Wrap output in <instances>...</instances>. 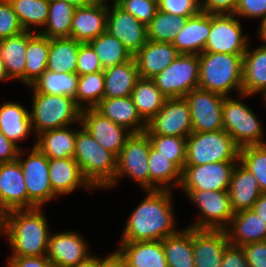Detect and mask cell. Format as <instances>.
<instances>
[{"mask_svg": "<svg viewBox=\"0 0 266 267\" xmlns=\"http://www.w3.org/2000/svg\"><path fill=\"white\" fill-rule=\"evenodd\" d=\"M158 9L179 16H194L201 11V0H161Z\"/></svg>", "mask_w": 266, "mask_h": 267, "instance_id": "obj_50", "label": "cell"}, {"mask_svg": "<svg viewBox=\"0 0 266 267\" xmlns=\"http://www.w3.org/2000/svg\"><path fill=\"white\" fill-rule=\"evenodd\" d=\"M239 161L185 165L179 187L183 190H228L232 170Z\"/></svg>", "mask_w": 266, "mask_h": 267, "instance_id": "obj_15", "label": "cell"}, {"mask_svg": "<svg viewBox=\"0 0 266 267\" xmlns=\"http://www.w3.org/2000/svg\"><path fill=\"white\" fill-rule=\"evenodd\" d=\"M239 162L258 180L262 193H266V144L240 148Z\"/></svg>", "mask_w": 266, "mask_h": 267, "instance_id": "obj_45", "label": "cell"}, {"mask_svg": "<svg viewBox=\"0 0 266 267\" xmlns=\"http://www.w3.org/2000/svg\"><path fill=\"white\" fill-rule=\"evenodd\" d=\"M108 5L91 4L76 8L73 14L70 38L89 43L107 31Z\"/></svg>", "mask_w": 266, "mask_h": 267, "instance_id": "obj_21", "label": "cell"}, {"mask_svg": "<svg viewBox=\"0 0 266 267\" xmlns=\"http://www.w3.org/2000/svg\"><path fill=\"white\" fill-rule=\"evenodd\" d=\"M100 264V257L90 256L88 259L80 262L79 264L73 267H99Z\"/></svg>", "mask_w": 266, "mask_h": 267, "instance_id": "obj_59", "label": "cell"}, {"mask_svg": "<svg viewBox=\"0 0 266 267\" xmlns=\"http://www.w3.org/2000/svg\"><path fill=\"white\" fill-rule=\"evenodd\" d=\"M0 208L4 213L28 209V192L17 159L0 163Z\"/></svg>", "mask_w": 266, "mask_h": 267, "instance_id": "obj_18", "label": "cell"}, {"mask_svg": "<svg viewBox=\"0 0 266 267\" xmlns=\"http://www.w3.org/2000/svg\"><path fill=\"white\" fill-rule=\"evenodd\" d=\"M76 74L78 76L104 71L98 56L89 43H80Z\"/></svg>", "mask_w": 266, "mask_h": 267, "instance_id": "obj_49", "label": "cell"}, {"mask_svg": "<svg viewBox=\"0 0 266 267\" xmlns=\"http://www.w3.org/2000/svg\"><path fill=\"white\" fill-rule=\"evenodd\" d=\"M19 151L18 145L7 139L0 131V163L16 160Z\"/></svg>", "mask_w": 266, "mask_h": 267, "instance_id": "obj_56", "label": "cell"}, {"mask_svg": "<svg viewBox=\"0 0 266 267\" xmlns=\"http://www.w3.org/2000/svg\"><path fill=\"white\" fill-rule=\"evenodd\" d=\"M228 192L234 213L252 209L262 194L258 180L240 162H237L232 170Z\"/></svg>", "mask_w": 266, "mask_h": 267, "instance_id": "obj_25", "label": "cell"}, {"mask_svg": "<svg viewBox=\"0 0 266 267\" xmlns=\"http://www.w3.org/2000/svg\"><path fill=\"white\" fill-rule=\"evenodd\" d=\"M192 132L190 109L182 97L167 98L162 109L147 123L144 133L187 138Z\"/></svg>", "mask_w": 266, "mask_h": 267, "instance_id": "obj_13", "label": "cell"}, {"mask_svg": "<svg viewBox=\"0 0 266 267\" xmlns=\"http://www.w3.org/2000/svg\"><path fill=\"white\" fill-rule=\"evenodd\" d=\"M104 98H121L131 96L140 79L135 59L104 69Z\"/></svg>", "mask_w": 266, "mask_h": 267, "instance_id": "obj_30", "label": "cell"}, {"mask_svg": "<svg viewBox=\"0 0 266 267\" xmlns=\"http://www.w3.org/2000/svg\"><path fill=\"white\" fill-rule=\"evenodd\" d=\"M31 116L21 104L6 102L0 107V131L16 145L31 132Z\"/></svg>", "mask_w": 266, "mask_h": 267, "instance_id": "obj_33", "label": "cell"}, {"mask_svg": "<svg viewBox=\"0 0 266 267\" xmlns=\"http://www.w3.org/2000/svg\"><path fill=\"white\" fill-rule=\"evenodd\" d=\"M104 91V71L79 76L76 104L82 110L86 108H95V106L104 98ZM84 102L87 103V105L84 104Z\"/></svg>", "mask_w": 266, "mask_h": 267, "instance_id": "obj_44", "label": "cell"}, {"mask_svg": "<svg viewBox=\"0 0 266 267\" xmlns=\"http://www.w3.org/2000/svg\"><path fill=\"white\" fill-rule=\"evenodd\" d=\"M221 267H248L242 247L230 244L224 251Z\"/></svg>", "mask_w": 266, "mask_h": 267, "instance_id": "obj_54", "label": "cell"}, {"mask_svg": "<svg viewBox=\"0 0 266 267\" xmlns=\"http://www.w3.org/2000/svg\"><path fill=\"white\" fill-rule=\"evenodd\" d=\"M106 0H92V4H100V5H107L105 3ZM119 3V0H113V5H117Z\"/></svg>", "mask_w": 266, "mask_h": 267, "instance_id": "obj_64", "label": "cell"}, {"mask_svg": "<svg viewBox=\"0 0 266 267\" xmlns=\"http://www.w3.org/2000/svg\"><path fill=\"white\" fill-rule=\"evenodd\" d=\"M89 44L94 49L104 69L133 59L129 50L108 31L90 41Z\"/></svg>", "mask_w": 266, "mask_h": 267, "instance_id": "obj_41", "label": "cell"}, {"mask_svg": "<svg viewBox=\"0 0 266 267\" xmlns=\"http://www.w3.org/2000/svg\"><path fill=\"white\" fill-rule=\"evenodd\" d=\"M229 224L225 231L233 246L266 240V222L251 209L234 213Z\"/></svg>", "mask_w": 266, "mask_h": 267, "instance_id": "obj_27", "label": "cell"}, {"mask_svg": "<svg viewBox=\"0 0 266 267\" xmlns=\"http://www.w3.org/2000/svg\"><path fill=\"white\" fill-rule=\"evenodd\" d=\"M49 237L47 257L53 267H73L88 259V244L75 232L52 233Z\"/></svg>", "mask_w": 266, "mask_h": 267, "instance_id": "obj_19", "label": "cell"}, {"mask_svg": "<svg viewBox=\"0 0 266 267\" xmlns=\"http://www.w3.org/2000/svg\"><path fill=\"white\" fill-rule=\"evenodd\" d=\"M27 48L28 31L0 40V58L9 78H17L24 84Z\"/></svg>", "mask_w": 266, "mask_h": 267, "instance_id": "obj_31", "label": "cell"}, {"mask_svg": "<svg viewBox=\"0 0 266 267\" xmlns=\"http://www.w3.org/2000/svg\"><path fill=\"white\" fill-rule=\"evenodd\" d=\"M151 146L166 158H170L181 171L186 162L187 138L167 135H147Z\"/></svg>", "mask_w": 266, "mask_h": 267, "instance_id": "obj_46", "label": "cell"}, {"mask_svg": "<svg viewBox=\"0 0 266 267\" xmlns=\"http://www.w3.org/2000/svg\"><path fill=\"white\" fill-rule=\"evenodd\" d=\"M210 30L211 14L200 11L188 17L172 44L180 54L199 55L204 52Z\"/></svg>", "mask_w": 266, "mask_h": 267, "instance_id": "obj_24", "label": "cell"}, {"mask_svg": "<svg viewBox=\"0 0 266 267\" xmlns=\"http://www.w3.org/2000/svg\"><path fill=\"white\" fill-rule=\"evenodd\" d=\"M94 109L133 134L144 133L146 130L147 123L139 115L131 96L103 98Z\"/></svg>", "mask_w": 266, "mask_h": 267, "instance_id": "obj_23", "label": "cell"}, {"mask_svg": "<svg viewBox=\"0 0 266 267\" xmlns=\"http://www.w3.org/2000/svg\"><path fill=\"white\" fill-rule=\"evenodd\" d=\"M188 17L164 13L159 9L147 25L148 40L173 43L179 31L185 25Z\"/></svg>", "mask_w": 266, "mask_h": 267, "instance_id": "obj_43", "label": "cell"}, {"mask_svg": "<svg viewBox=\"0 0 266 267\" xmlns=\"http://www.w3.org/2000/svg\"><path fill=\"white\" fill-rule=\"evenodd\" d=\"M150 146L149 137L145 133L132 134L116 158L115 178L107 187H113L120 177L127 175L139 182L142 188L150 190Z\"/></svg>", "mask_w": 266, "mask_h": 267, "instance_id": "obj_9", "label": "cell"}, {"mask_svg": "<svg viewBox=\"0 0 266 267\" xmlns=\"http://www.w3.org/2000/svg\"><path fill=\"white\" fill-rule=\"evenodd\" d=\"M21 153L20 149L17 160L28 192V209L41 208L43 203L56 197L49 179L48 157L35 146L27 159H21Z\"/></svg>", "mask_w": 266, "mask_h": 267, "instance_id": "obj_11", "label": "cell"}, {"mask_svg": "<svg viewBox=\"0 0 266 267\" xmlns=\"http://www.w3.org/2000/svg\"><path fill=\"white\" fill-rule=\"evenodd\" d=\"M6 79H10V78H9L7 72H6L3 60L0 58V80L3 81V80H6Z\"/></svg>", "mask_w": 266, "mask_h": 267, "instance_id": "obj_61", "label": "cell"}, {"mask_svg": "<svg viewBox=\"0 0 266 267\" xmlns=\"http://www.w3.org/2000/svg\"><path fill=\"white\" fill-rule=\"evenodd\" d=\"M225 97L222 107L223 130L241 148L248 145H264L263 128L251 108L240 100Z\"/></svg>", "mask_w": 266, "mask_h": 267, "instance_id": "obj_8", "label": "cell"}, {"mask_svg": "<svg viewBox=\"0 0 266 267\" xmlns=\"http://www.w3.org/2000/svg\"><path fill=\"white\" fill-rule=\"evenodd\" d=\"M171 190H148L128 218L120 242L156 240L176 234Z\"/></svg>", "mask_w": 266, "mask_h": 267, "instance_id": "obj_1", "label": "cell"}, {"mask_svg": "<svg viewBox=\"0 0 266 267\" xmlns=\"http://www.w3.org/2000/svg\"><path fill=\"white\" fill-rule=\"evenodd\" d=\"M75 7L65 1L49 0V14L45 30L38 31L48 38H70Z\"/></svg>", "mask_w": 266, "mask_h": 267, "instance_id": "obj_40", "label": "cell"}, {"mask_svg": "<svg viewBox=\"0 0 266 267\" xmlns=\"http://www.w3.org/2000/svg\"><path fill=\"white\" fill-rule=\"evenodd\" d=\"M161 241L168 267H195L193 228L187 227Z\"/></svg>", "mask_w": 266, "mask_h": 267, "instance_id": "obj_34", "label": "cell"}, {"mask_svg": "<svg viewBox=\"0 0 266 267\" xmlns=\"http://www.w3.org/2000/svg\"><path fill=\"white\" fill-rule=\"evenodd\" d=\"M266 43V42H265ZM266 94V44L243 54L242 95Z\"/></svg>", "mask_w": 266, "mask_h": 267, "instance_id": "obj_29", "label": "cell"}, {"mask_svg": "<svg viewBox=\"0 0 266 267\" xmlns=\"http://www.w3.org/2000/svg\"><path fill=\"white\" fill-rule=\"evenodd\" d=\"M229 245L225 230L193 229L195 267H221L224 251Z\"/></svg>", "mask_w": 266, "mask_h": 267, "instance_id": "obj_20", "label": "cell"}, {"mask_svg": "<svg viewBox=\"0 0 266 267\" xmlns=\"http://www.w3.org/2000/svg\"><path fill=\"white\" fill-rule=\"evenodd\" d=\"M234 14H211V30L204 52L244 54L249 46Z\"/></svg>", "mask_w": 266, "mask_h": 267, "instance_id": "obj_14", "label": "cell"}, {"mask_svg": "<svg viewBox=\"0 0 266 267\" xmlns=\"http://www.w3.org/2000/svg\"><path fill=\"white\" fill-rule=\"evenodd\" d=\"M172 43L155 42L148 40L145 45L133 56L139 76L143 79H152L162 72L179 56Z\"/></svg>", "mask_w": 266, "mask_h": 267, "instance_id": "obj_22", "label": "cell"}, {"mask_svg": "<svg viewBox=\"0 0 266 267\" xmlns=\"http://www.w3.org/2000/svg\"><path fill=\"white\" fill-rule=\"evenodd\" d=\"M225 97L201 88L193 89L184 97L190 109L193 132L223 130L222 107Z\"/></svg>", "mask_w": 266, "mask_h": 267, "instance_id": "obj_12", "label": "cell"}, {"mask_svg": "<svg viewBox=\"0 0 266 267\" xmlns=\"http://www.w3.org/2000/svg\"><path fill=\"white\" fill-rule=\"evenodd\" d=\"M251 210H253L264 222H266V193H262L259 196Z\"/></svg>", "mask_w": 266, "mask_h": 267, "instance_id": "obj_58", "label": "cell"}, {"mask_svg": "<svg viewBox=\"0 0 266 267\" xmlns=\"http://www.w3.org/2000/svg\"><path fill=\"white\" fill-rule=\"evenodd\" d=\"M81 127L77 130L73 158L83 177L93 188H107L115 178L116 157L99 145L82 125Z\"/></svg>", "mask_w": 266, "mask_h": 267, "instance_id": "obj_4", "label": "cell"}, {"mask_svg": "<svg viewBox=\"0 0 266 267\" xmlns=\"http://www.w3.org/2000/svg\"><path fill=\"white\" fill-rule=\"evenodd\" d=\"M248 267H266V240L242 246Z\"/></svg>", "mask_w": 266, "mask_h": 267, "instance_id": "obj_52", "label": "cell"}, {"mask_svg": "<svg viewBox=\"0 0 266 267\" xmlns=\"http://www.w3.org/2000/svg\"><path fill=\"white\" fill-rule=\"evenodd\" d=\"M239 0H201V11L209 14H234Z\"/></svg>", "mask_w": 266, "mask_h": 267, "instance_id": "obj_53", "label": "cell"}, {"mask_svg": "<svg viewBox=\"0 0 266 267\" xmlns=\"http://www.w3.org/2000/svg\"><path fill=\"white\" fill-rule=\"evenodd\" d=\"M240 147L225 131L192 132L187 137L185 165L239 161Z\"/></svg>", "mask_w": 266, "mask_h": 267, "instance_id": "obj_6", "label": "cell"}, {"mask_svg": "<svg viewBox=\"0 0 266 267\" xmlns=\"http://www.w3.org/2000/svg\"><path fill=\"white\" fill-rule=\"evenodd\" d=\"M148 167L150 173V190H170L174 186H179L182 181V171L170 161L161 155L160 152L150 146L148 156ZM174 181L171 184L169 183Z\"/></svg>", "mask_w": 266, "mask_h": 267, "instance_id": "obj_36", "label": "cell"}, {"mask_svg": "<svg viewBox=\"0 0 266 267\" xmlns=\"http://www.w3.org/2000/svg\"><path fill=\"white\" fill-rule=\"evenodd\" d=\"M69 3L70 5L74 6L75 8L85 7L92 4V0H60Z\"/></svg>", "mask_w": 266, "mask_h": 267, "instance_id": "obj_60", "label": "cell"}, {"mask_svg": "<svg viewBox=\"0 0 266 267\" xmlns=\"http://www.w3.org/2000/svg\"><path fill=\"white\" fill-rule=\"evenodd\" d=\"M80 42L72 38H51L47 70L76 73Z\"/></svg>", "mask_w": 266, "mask_h": 267, "instance_id": "obj_38", "label": "cell"}, {"mask_svg": "<svg viewBox=\"0 0 266 267\" xmlns=\"http://www.w3.org/2000/svg\"><path fill=\"white\" fill-rule=\"evenodd\" d=\"M80 125L93 136L99 145L107 149L116 158L126 141L133 134L132 132H127L129 130L125 127L103 117L94 108H86L81 111Z\"/></svg>", "mask_w": 266, "mask_h": 267, "instance_id": "obj_16", "label": "cell"}, {"mask_svg": "<svg viewBox=\"0 0 266 267\" xmlns=\"http://www.w3.org/2000/svg\"><path fill=\"white\" fill-rule=\"evenodd\" d=\"M50 38L40 33L28 31V48L26 51L25 84L34 83L46 70L48 64Z\"/></svg>", "mask_w": 266, "mask_h": 267, "instance_id": "obj_35", "label": "cell"}, {"mask_svg": "<svg viewBox=\"0 0 266 267\" xmlns=\"http://www.w3.org/2000/svg\"><path fill=\"white\" fill-rule=\"evenodd\" d=\"M17 14L8 0L0 1V40L15 36L23 32Z\"/></svg>", "mask_w": 266, "mask_h": 267, "instance_id": "obj_48", "label": "cell"}, {"mask_svg": "<svg viewBox=\"0 0 266 267\" xmlns=\"http://www.w3.org/2000/svg\"><path fill=\"white\" fill-rule=\"evenodd\" d=\"M31 127L36 136L42 132L71 125L81 120L82 109L68 96L33 92Z\"/></svg>", "mask_w": 266, "mask_h": 267, "instance_id": "obj_5", "label": "cell"}, {"mask_svg": "<svg viewBox=\"0 0 266 267\" xmlns=\"http://www.w3.org/2000/svg\"><path fill=\"white\" fill-rule=\"evenodd\" d=\"M116 252L128 267H168L162 241L121 242Z\"/></svg>", "mask_w": 266, "mask_h": 267, "instance_id": "obj_26", "label": "cell"}, {"mask_svg": "<svg viewBox=\"0 0 266 267\" xmlns=\"http://www.w3.org/2000/svg\"><path fill=\"white\" fill-rule=\"evenodd\" d=\"M99 267H123L122 257L115 251L107 258L101 259Z\"/></svg>", "mask_w": 266, "mask_h": 267, "instance_id": "obj_57", "label": "cell"}, {"mask_svg": "<svg viewBox=\"0 0 266 267\" xmlns=\"http://www.w3.org/2000/svg\"><path fill=\"white\" fill-rule=\"evenodd\" d=\"M18 20L24 29L29 31L31 26L37 33L39 27L46 25L49 14V0H8ZM38 26V28H37Z\"/></svg>", "mask_w": 266, "mask_h": 267, "instance_id": "obj_42", "label": "cell"}, {"mask_svg": "<svg viewBox=\"0 0 266 267\" xmlns=\"http://www.w3.org/2000/svg\"><path fill=\"white\" fill-rule=\"evenodd\" d=\"M199 60L198 88L226 97L236 89L242 95L243 54L202 52Z\"/></svg>", "mask_w": 266, "mask_h": 267, "instance_id": "obj_3", "label": "cell"}, {"mask_svg": "<svg viewBox=\"0 0 266 267\" xmlns=\"http://www.w3.org/2000/svg\"><path fill=\"white\" fill-rule=\"evenodd\" d=\"M77 130L68 126L42 132L37 136V147L48 158H73Z\"/></svg>", "mask_w": 266, "mask_h": 267, "instance_id": "obj_32", "label": "cell"}, {"mask_svg": "<svg viewBox=\"0 0 266 267\" xmlns=\"http://www.w3.org/2000/svg\"><path fill=\"white\" fill-rule=\"evenodd\" d=\"M78 78L76 73H57L46 70L30 87L33 88V92L68 96L76 102Z\"/></svg>", "mask_w": 266, "mask_h": 267, "instance_id": "obj_39", "label": "cell"}, {"mask_svg": "<svg viewBox=\"0 0 266 267\" xmlns=\"http://www.w3.org/2000/svg\"><path fill=\"white\" fill-rule=\"evenodd\" d=\"M199 72V55L180 54L151 80L166 98H182L198 88Z\"/></svg>", "mask_w": 266, "mask_h": 267, "instance_id": "obj_7", "label": "cell"}, {"mask_svg": "<svg viewBox=\"0 0 266 267\" xmlns=\"http://www.w3.org/2000/svg\"><path fill=\"white\" fill-rule=\"evenodd\" d=\"M107 31L134 56L148 41L147 26L118 5L108 6Z\"/></svg>", "mask_w": 266, "mask_h": 267, "instance_id": "obj_17", "label": "cell"}, {"mask_svg": "<svg viewBox=\"0 0 266 267\" xmlns=\"http://www.w3.org/2000/svg\"><path fill=\"white\" fill-rule=\"evenodd\" d=\"M153 1H155L158 4L161 0H153Z\"/></svg>", "mask_w": 266, "mask_h": 267, "instance_id": "obj_65", "label": "cell"}, {"mask_svg": "<svg viewBox=\"0 0 266 267\" xmlns=\"http://www.w3.org/2000/svg\"><path fill=\"white\" fill-rule=\"evenodd\" d=\"M234 15L248 18L260 17L261 25L266 20V0H239Z\"/></svg>", "mask_w": 266, "mask_h": 267, "instance_id": "obj_51", "label": "cell"}, {"mask_svg": "<svg viewBox=\"0 0 266 267\" xmlns=\"http://www.w3.org/2000/svg\"><path fill=\"white\" fill-rule=\"evenodd\" d=\"M117 5L145 26L150 23L158 10V4L153 0H119Z\"/></svg>", "mask_w": 266, "mask_h": 267, "instance_id": "obj_47", "label": "cell"}, {"mask_svg": "<svg viewBox=\"0 0 266 267\" xmlns=\"http://www.w3.org/2000/svg\"><path fill=\"white\" fill-rule=\"evenodd\" d=\"M5 213L0 208V231L4 232Z\"/></svg>", "mask_w": 266, "mask_h": 267, "instance_id": "obj_63", "label": "cell"}, {"mask_svg": "<svg viewBox=\"0 0 266 267\" xmlns=\"http://www.w3.org/2000/svg\"><path fill=\"white\" fill-rule=\"evenodd\" d=\"M8 267H53L51 261L44 256H11Z\"/></svg>", "mask_w": 266, "mask_h": 267, "instance_id": "obj_55", "label": "cell"}, {"mask_svg": "<svg viewBox=\"0 0 266 267\" xmlns=\"http://www.w3.org/2000/svg\"><path fill=\"white\" fill-rule=\"evenodd\" d=\"M48 166L50 183L56 195L68 194L78 186L92 190L74 158H48Z\"/></svg>", "mask_w": 266, "mask_h": 267, "instance_id": "obj_28", "label": "cell"}, {"mask_svg": "<svg viewBox=\"0 0 266 267\" xmlns=\"http://www.w3.org/2000/svg\"><path fill=\"white\" fill-rule=\"evenodd\" d=\"M123 267H128V266L124 263V261H123Z\"/></svg>", "mask_w": 266, "mask_h": 267, "instance_id": "obj_66", "label": "cell"}, {"mask_svg": "<svg viewBox=\"0 0 266 267\" xmlns=\"http://www.w3.org/2000/svg\"><path fill=\"white\" fill-rule=\"evenodd\" d=\"M41 208L12 210L5 213L4 233L11 256L47 255L50 230Z\"/></svg>", "mask_w": 266, "mask_h": 267, "instance_id": "obj_2", "label": "cell"}, {"mask_svg": "<svg viewBox=\"0 0 266 267\" xmlns=\"http://www.w3.org/2000/svg\"><path fill=\"white\" fill-rule=\"evenodd\" d=\"M131 97L139 115L146 123L162 109L167 100L151 79L143 78L136 82Z\"/></svg>", "mask_w": 266, "mask_h": 267, "instance_id": "obj_37", "label": "cell"}, {"mask_svg": "<svg viewBox=\"0 0 266 267\" xmlns=\"http://www.w3.org/2000/svg\"><path fill=\"white\" fill-rule=\"evenodd\" d=\"M188 198L195 202L203 216L189 227L193 229L225 230L234 212L231 208L228 190H184Z\"/></svg>", "mask_w": 266, "mask_h": 267, "instance_id": "obj_10", "label": "cell"}, {"mask_svg": "<svg viewBox=\"0 0 266 267\" xmlns=\"http://www.w3.org/2000/svg\"><path fill=\"white\" fill-rule=\"evenodd\" d=\"M259 36L263 42H266V20L259 26Z\"/></svg>", "mask_w": 266, "mask_h": 267, "instance_id": "obj_62", "label": "cell"}]
</instances>
